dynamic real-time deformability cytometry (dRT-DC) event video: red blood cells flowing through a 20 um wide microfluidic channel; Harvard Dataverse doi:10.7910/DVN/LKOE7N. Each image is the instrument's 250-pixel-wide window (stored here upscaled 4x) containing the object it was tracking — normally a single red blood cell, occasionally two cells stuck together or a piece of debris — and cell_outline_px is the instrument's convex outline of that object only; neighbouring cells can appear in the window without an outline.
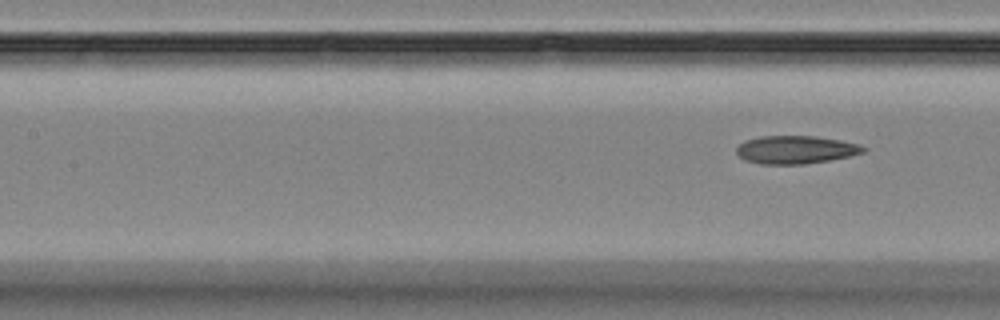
{"species": "Egyptian fruit bat (a non-hibernating species)", "species_latin": "Rousettus aegyptiacus", "temperature_condition": "room temperature", "stored_images_in_passage": 7, "segment_of_instrument_passage": [2, 2], "camera_frame_rate_fps": 3000, "um_per_image_px": 0.085, "animal": {"sex": "female"}, "frame": {"image": 1, "passage_image": 7, "time_ms": 7.0, "image_size_px": [1000, 320], "cell_outline_px": [[868, 148], [864, 152], [848, 156], [828, 160], [804, 164], [760, 164], [744, 160], [736, 152], [736, 148], [744, 140], [760, 136], [816, 136], [840, 140], [856, 144]], "centroid_in_image_um": [67.59, 12.72], "position_along_channel_um": 139.8, "area_um2": 20.63}}